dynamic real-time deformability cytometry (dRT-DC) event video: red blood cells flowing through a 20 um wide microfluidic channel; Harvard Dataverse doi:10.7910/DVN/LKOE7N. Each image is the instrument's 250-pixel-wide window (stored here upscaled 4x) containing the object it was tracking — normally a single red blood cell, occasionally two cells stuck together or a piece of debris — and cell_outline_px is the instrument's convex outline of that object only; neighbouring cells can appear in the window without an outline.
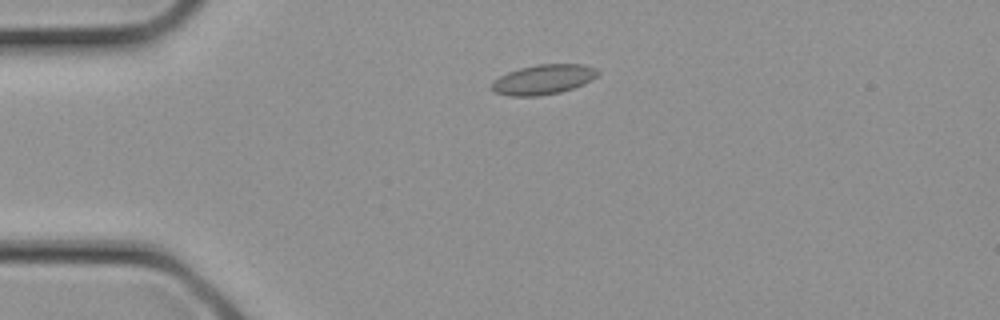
{"species": "common noctule bat (a hibernating species)", "species_latin": "Nyctalus noctula", "temperature_condition": "cold", "stored_images_in_passage": 14, "camera_frame_rate_fps": 3000, "um_per_image_px": 0.085, "animal": {"sex": "female", "body_mass_g": 21.9}, "frame": {"image": 1, "passage_image": 5, "time_ms": 1.333, "image_size_px": [1000, 320], "cell_outline_px": [[600, 72], [592, 80], [584, 84], [560, 92], [540, 96], [508, 96], [496, 92], [492, 88], [492, 84], [500, 76], [508, 72], [520, 68], [536, 64], [584, 64], [596, 68]], "centroid_in_image_um": [46.22, 6.75], "position_along_channel_um": 38.8, "area_um2": 18.38}}
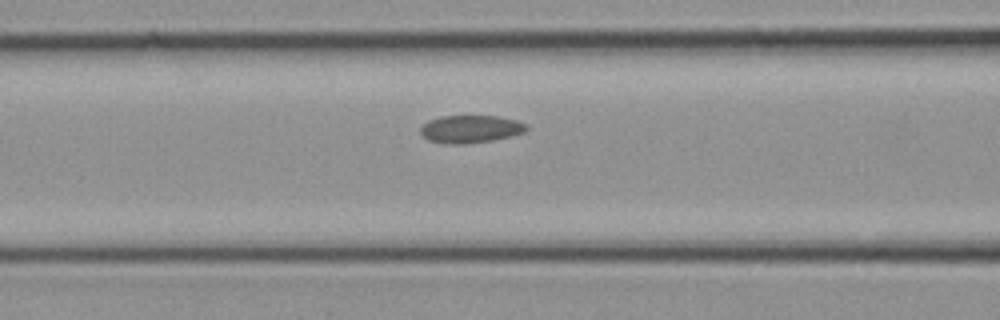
{"frame": {"image": 2, "passage_image": 10, "time_ms": 3.0, "image_size_px": [1000, 320], "cell_outline_px": [[528, 128], [524, 132], [492, 140], [464, 144], [444, 144], [428, 140], [420, 132], [420, 128], [428, 120], [440, 116], [500, 116], [516, 120], [528, 124]], "centroid_in_image_um": [39.98, 10.96], "position_along_channel_um": 126.6, "area_um2": 17.11}}
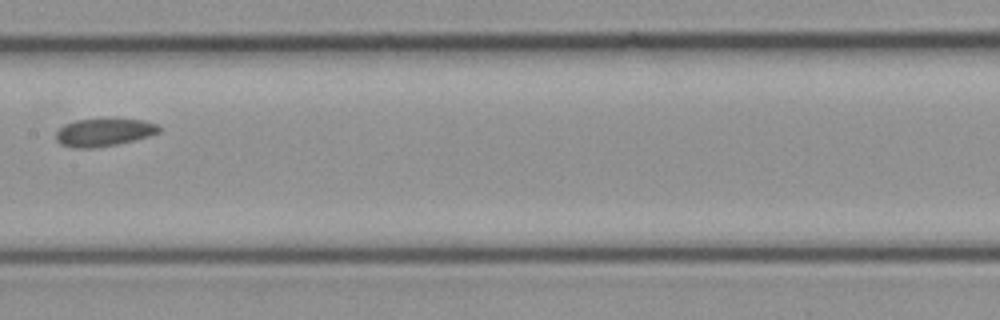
{"frame": {"image": 3, "passage_image": 13, "time_ms": 4.0, "image_size_px": [1000, 320], "cell_outline_px": [[160, 132], [148, 136], [116, 144], [96, 148], [72, 148], [60, 144], [56, 140], [56, 132], [64, 124], [76, 120], [108, 116], [116, 116], [144, 120], [160, 124]], "centroid_in_image_um": [8.85, 11.19], "position_along_channel_um": 198.5, "area_um2": 17.57}}